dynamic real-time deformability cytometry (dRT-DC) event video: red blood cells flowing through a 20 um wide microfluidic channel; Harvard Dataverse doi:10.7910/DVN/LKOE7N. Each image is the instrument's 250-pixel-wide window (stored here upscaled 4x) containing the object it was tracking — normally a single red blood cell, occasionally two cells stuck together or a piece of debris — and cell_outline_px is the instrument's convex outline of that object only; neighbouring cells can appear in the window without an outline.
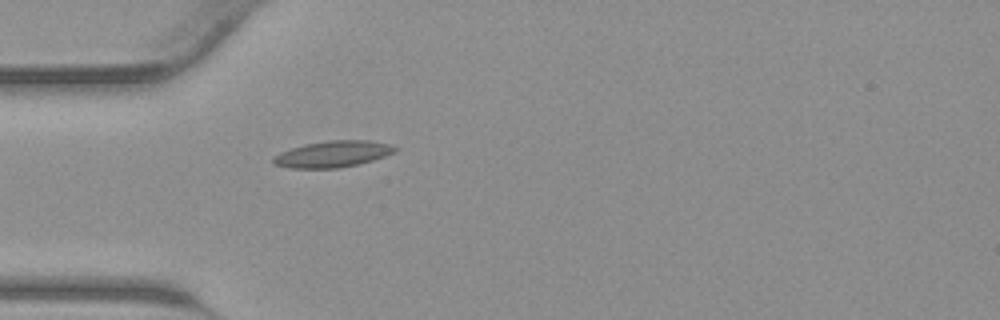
{"species": "common noctule bat (a hibernating species)", "species_latin": "Nyctalus noctula", "temperature_condition": "warm", "stored_images_in_passage": 25, "camera_frame_rate_fps": 3000, "um_per_image_px": 0.085, "animal": {"sex": "male", "body_mass_g": 23.1, "forearm_length_mm": 52.7}, "frame": {"image": 1, "passage_image": 1, "time_ms": 0.0, "image_size_px": [1000, 320], "cell_outline_px": [[400, 148], [396, 152], [372, 160], [340, 168], [288, 168], [272, 164], [272, 160], [280, 152], [304, 144], [328, 140], [368, 140], [388, 144]], "centroid_in_image_um": [28.28, 13.09], "position_along_channel_um": 56.7, "area_um2": 18.67}}
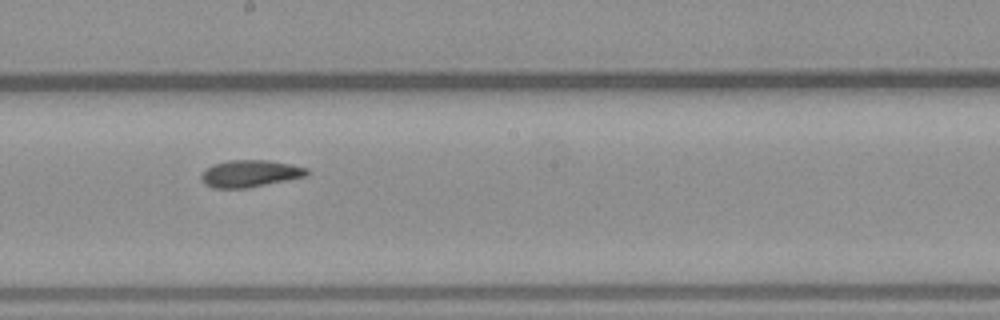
{"frame": {"image": 2, "passage_image": 12, "time_ms": 3.667, "image_size_px": [1000, 320], "cell_outline_px": [[308, 176], [248, 188], [212, 188], [204, 184], [200, 180], [200, 176], [212, 164], [228, 160], [268, 160], [292, 164], [308, 168]], "centroid_in_image_um": [21.26, 14.75], "position_along_channel_um": 226.9, "area_um2": 16.82}}
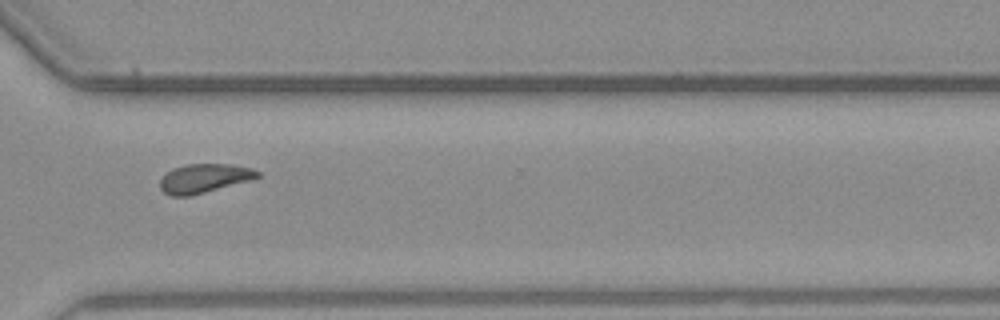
{"frame": {"image": 3, "passage_image": 20, "time_ms": 6.333, "image_size_px": [1000, 320], "cell_outline_px": [[260, 176], [252, 180], [188, 196], [172, 196], [164, 192], [160, 188], [160, 180], [172, 168], [184, 164], [232, 164], [252, 168], [260, 172]], "centroid_in_image_um": [17.37, 15.14], "position_along_channel_um": 353.2, "area_um2": 16.42}}